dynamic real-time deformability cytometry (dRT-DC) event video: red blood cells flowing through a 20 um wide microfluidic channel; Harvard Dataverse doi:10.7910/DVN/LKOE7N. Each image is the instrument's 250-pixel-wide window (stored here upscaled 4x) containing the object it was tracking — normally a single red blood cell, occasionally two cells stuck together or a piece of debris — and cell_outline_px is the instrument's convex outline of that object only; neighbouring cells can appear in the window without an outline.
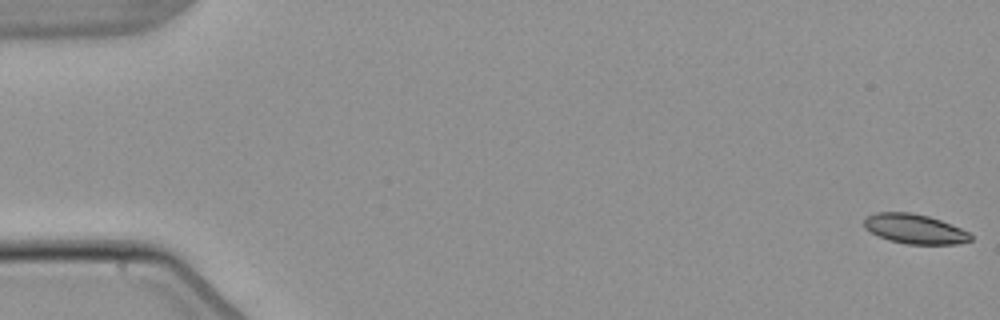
{"species": "common noctule bat (a hibernating species)", "species_latin": "Nyctalus noctula", "temperature_condition": "warm", "stored_images_in_passage": 6, "camera_frame_rate_fps": 3000, "um_per_image_px": 0.085, "animal": {"sex": "male", "body_mass_g": 21.5, "forearm_length_mm": 52.0}, "frame": {"image": 1, "passage_image": 1, "time_ms": 0.0, "image_size_px": [1000, 320], "cell_outline_px": [[972, 240], [956, 244], [904, 244], [888, 240], [864, 228], [864, 220], [868, 216], [876, 212], [912, 212], [928, 216], [940, 220], [960, 228], [968, 232], [972, 236]], "centroid_in_image_um": [77.74, 19.46], "position_along_channel_um": 7.3, "area_um2": 18.32}}